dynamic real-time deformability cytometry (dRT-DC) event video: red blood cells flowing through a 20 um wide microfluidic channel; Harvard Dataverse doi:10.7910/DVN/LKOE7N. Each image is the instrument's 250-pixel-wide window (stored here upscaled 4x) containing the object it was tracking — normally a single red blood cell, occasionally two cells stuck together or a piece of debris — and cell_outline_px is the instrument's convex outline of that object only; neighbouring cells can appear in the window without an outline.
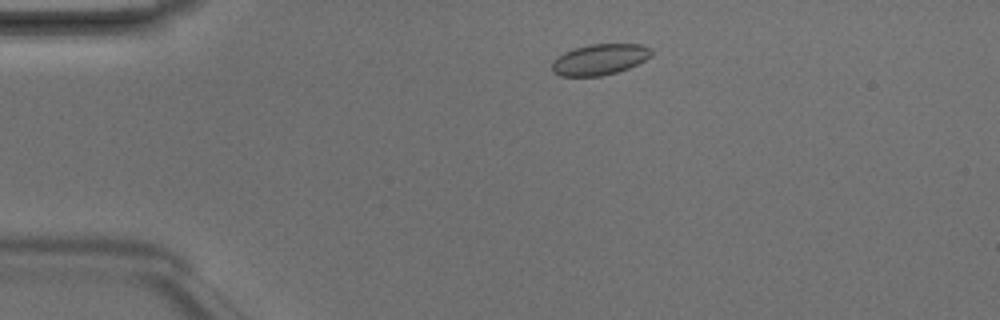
{"species": "Egyptian fruit bat (a non-hibernating species)", "species_latin": "Rousettus aegyptiacus", "temperature_condition": "room temperature", "stored_images_in_passage": 3, "camera_frame_rate_fps": 3000, "um_per_image_px": 0.085, "animal": {"sex": "male"}, "frame": {"image": 1, "passage_image": 1, "time_ms": 0.0, "image_size_px": [1000, 320], "cell_outline_px": [[652, 56], [628, 68], [616, 72], [600, 76], [560, 76], [552, 72], [552, 64], [556, 56], [564, 52], [588, 44], [640, 44], [652, 48]], "centroid_in_image_um": [50.96, 5.05], "position_along_channel_um": 34.0, "area_um2": 17.92}}
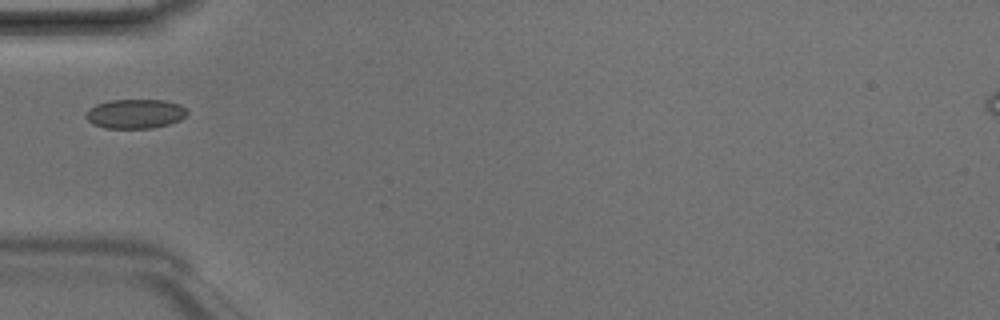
{"frame": {"image": 2, "passage_image": 2, "time_ms": 0.333, "image_size_px": [1000, 320], "cell_outline_px": [[188, 112], [180, 120], [168, 124], [152, 128], [104, 128], [92, 124], [84, 116], [88, 108], [96, 104], [108, 100], [164, 100], [180, 104], [188, 108]], "centroid_in_image_um": [11.48, 9.66], "position_along_channel_um": 73.5, "area_um2": 17.51}}